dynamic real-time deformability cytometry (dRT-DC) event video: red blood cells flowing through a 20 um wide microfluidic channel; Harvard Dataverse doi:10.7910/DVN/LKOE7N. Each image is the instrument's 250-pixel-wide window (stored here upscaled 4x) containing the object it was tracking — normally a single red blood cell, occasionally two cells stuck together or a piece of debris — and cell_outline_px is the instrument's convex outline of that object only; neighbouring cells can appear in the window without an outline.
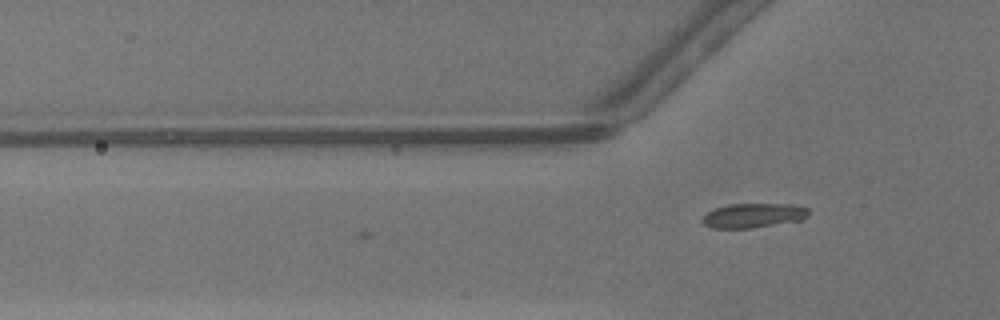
{"species": "common noctule bat (a hibernating species)", "species_latin": "Nyctalus noctula", "temperature_condition": "warm", "stored_images_in_passage": 3, "camera_frame_rate_fps": 3000, "um_per_image_px": 0.085, "animal": {"sex": "male", "body_mass_g": 13.3}, "frame": {"image": 1, "passage_image": 3, "time_ms": 0.667, "image_size_px": [1000, 320], "cell_outline_px": [[808, 216], [800, 220], [752, 228], [712, 228], [704, 224], [700, 220], [708, 212], [716, 208], [728, 204], [792, 204], [808, 208]], "centroid_in_image_um": [64.02, 18.31], "position_along_channel_um": 61.8, "area_um2": 15.03}}